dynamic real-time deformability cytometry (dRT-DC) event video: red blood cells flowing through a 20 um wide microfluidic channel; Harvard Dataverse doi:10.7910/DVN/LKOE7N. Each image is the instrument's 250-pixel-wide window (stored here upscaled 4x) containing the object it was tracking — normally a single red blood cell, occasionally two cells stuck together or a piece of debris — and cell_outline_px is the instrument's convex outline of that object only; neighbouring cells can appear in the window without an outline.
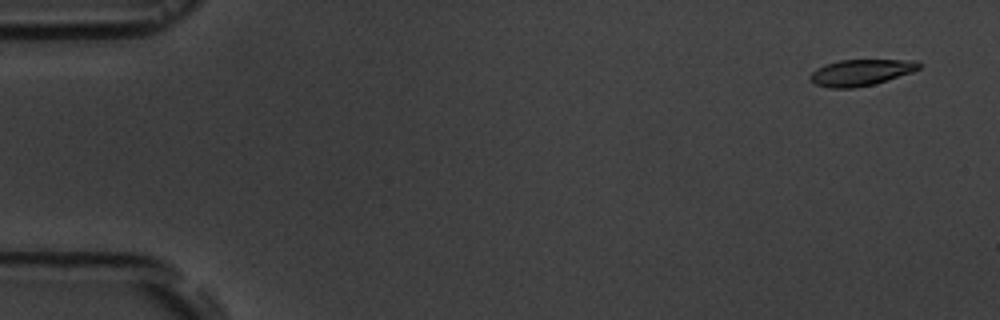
{"species": "common noctule bat (a hibernating species)", "species_latin": "Nyctalus noctula", "temperature_condition": "room temperature", "stored_images_in_passage": 5, "camera_frame_rate_fps": 3000, "um_per_image_px": 0.085, "animal": {"sex": "male", "body_mass_g": 19.5, "forearm_length_mm": 54.6}, "frame": {"image": 1, "passage_image": 1, "time_ms": 0.0, "image_size_px": [1000, 320], "cell_outline_px": [[920, 68], [912, 72], [872, 84], [852, 88], [828, 88], [816, 84], [808, 76], [816, 68], [840, 60], [916, 60], [920, 64]], "centroid_in_image_um": [73.16, 6.16], "position_along_channel_um": 11.8, "area_um2": 16.36}}
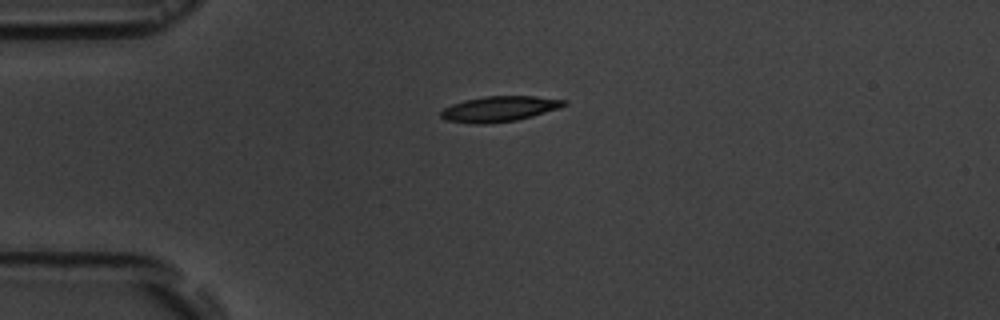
{"frame": {"image": 2, "passage_image": 4, "time_ms": 3.667, "image_size_px": [1000, 320], "cell_outline_px": [[568, 104], [560, 108], [532, 116], [516, 120], [488, 124], [472, 124], [444, 120], [440, 116], [440, 112], [444, 108], [452, 104], [464, 100], [488, 96], [536, 96], [568, 100]], "centroid_in_image_um": [42.45, 9.26], "position_along_channel_um": 42.5, "area_um2": 18.44}}